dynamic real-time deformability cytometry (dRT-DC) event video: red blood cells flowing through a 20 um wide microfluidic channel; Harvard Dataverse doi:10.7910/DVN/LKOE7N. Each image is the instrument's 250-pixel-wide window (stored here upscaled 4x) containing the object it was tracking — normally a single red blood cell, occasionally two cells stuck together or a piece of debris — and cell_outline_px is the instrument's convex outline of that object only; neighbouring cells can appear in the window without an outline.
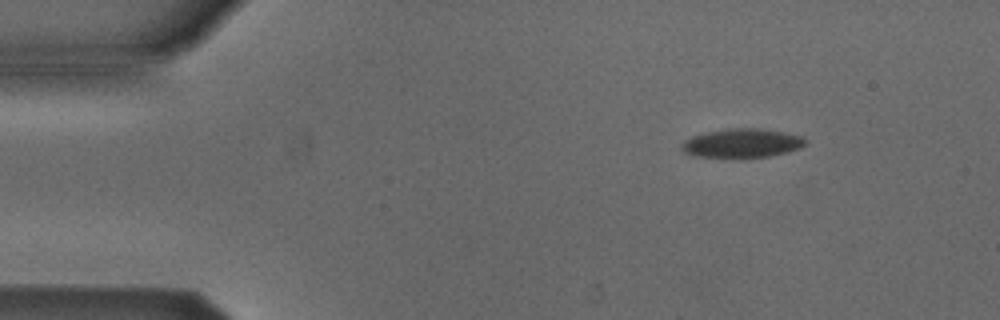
{"species": "Egyptian fruit bat (a non-hibernating species)", "species_latin": "Rousettus aegyptiacus", "temperature_condition": "cold", "stored_images_in_passage": 5, "camera_frame_rate_fps": 3000, "um_per_image_px": 0.085, "animal": {"sex": "male"}, "frame": {"image": 1, "passage_image": 2, "time_ms": 0.333, "image_size_px": [1000, 320], "cell_outline_px": [[808, 140], [800, 148], [768, 156], [696, 156], [684, 152], [680, 148], [684, 140], [692, 136], [708, 132], [736, 128], [756, 128], [804, 136]], "centroid_in_image_um": [63.07, 12.15], "position_along_channel_um": 21.9, "area_um2": 20.11}}
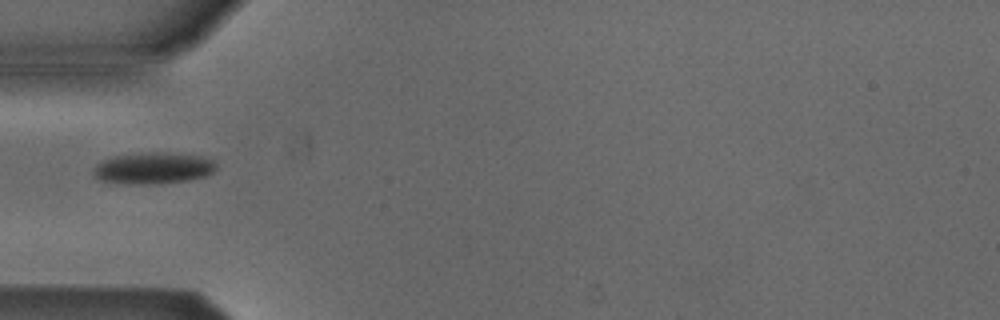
{"frame": {"image": 2, "passage_image": 4, "time_ms": 1.0, "image_size_px": [1000, 320], "cell_outline_px": [[216, 168], [212, 172], [204, 176], [188, 180], [156, 184], [132, 184], [100, 180], [92, 176], [92, 168], [100, 160], [112, 156], [148, 152], [160, 152], [200, 156], [212, 160], [216, 164]], "centroid_in_image_um": [12.95, 14.29], "position_along_channel_um": 72.1, "area_um2": 22.6}}